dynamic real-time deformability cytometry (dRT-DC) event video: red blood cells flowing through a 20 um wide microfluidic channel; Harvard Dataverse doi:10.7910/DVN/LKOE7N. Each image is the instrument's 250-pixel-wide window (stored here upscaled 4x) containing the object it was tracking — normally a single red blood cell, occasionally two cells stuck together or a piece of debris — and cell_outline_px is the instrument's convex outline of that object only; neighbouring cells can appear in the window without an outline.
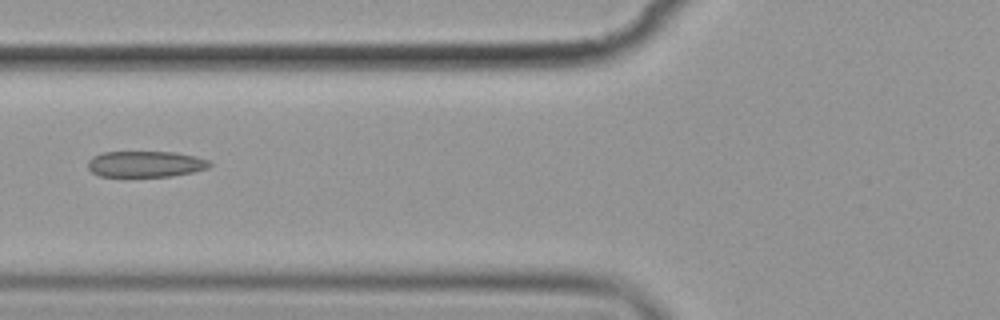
{"species": "common noctule bat (a hibernating species)", "species_latin": "Nyctalus noctula", "temperature_condition": "cold", "stored_images_in_passage": 6, "camera_frame_rate_fps": 3000, "um_per_image_px": 0.085, "animal": {"sex": "female", "body_mass_g": 19.9}, "frame": {"image": 1, "passage_image": 6, "time_ms": 6.667, "image_size_px": [1000, 320], "cell_outline_px": [[212, 164], [208, 168], [192, 172], [172, 176], [100, 176], [92, 172], [88, 168], [88, 160], [92, 156], [104, 152], [176, 152], [208, 160]], "centroid_in_image_um": [12.35, 13.94], "position_along_channel_um": 113.5, "area_um2": 18.38}}